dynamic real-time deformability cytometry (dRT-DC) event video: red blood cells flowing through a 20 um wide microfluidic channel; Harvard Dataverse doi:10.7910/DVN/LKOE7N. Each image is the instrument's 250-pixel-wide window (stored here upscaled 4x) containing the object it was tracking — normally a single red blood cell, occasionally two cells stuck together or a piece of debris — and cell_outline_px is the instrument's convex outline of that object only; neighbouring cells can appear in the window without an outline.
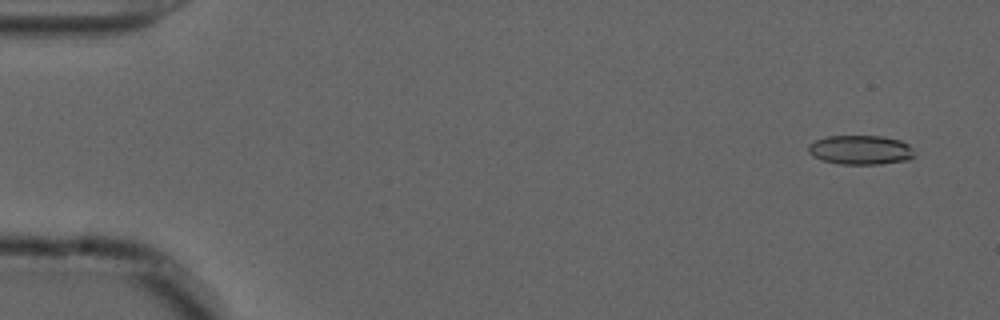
{"species": "common noctule bat (a hibernating species)", "species_latin": "Nyctalus noctula", "temperature_condition": "cold", "stored_images_in_passage": 13, "camera_frame_rate_fps": 3000, "um_per_image_px": 0.085, "animal": {"sex": "male", "forearm_length_mm": 52.5}, "frame": {"image": 1, "passage_image": 4, "time_ms": 1.0, "image_size_px": [1000, 320], "cell_outline_px": [[916, 156], [908, 160], [880, 164], [840, 164], [820, 160], [812, 156], [808, 152], [808, 144], [816, 140], [828, 136], [884, 136], [900, 140], [908, 144], [912, 148]], "centroid_in_image_um": [73.15, 12.75], "position_along_channel_um": 11.9, "area_um2": 18.32}}